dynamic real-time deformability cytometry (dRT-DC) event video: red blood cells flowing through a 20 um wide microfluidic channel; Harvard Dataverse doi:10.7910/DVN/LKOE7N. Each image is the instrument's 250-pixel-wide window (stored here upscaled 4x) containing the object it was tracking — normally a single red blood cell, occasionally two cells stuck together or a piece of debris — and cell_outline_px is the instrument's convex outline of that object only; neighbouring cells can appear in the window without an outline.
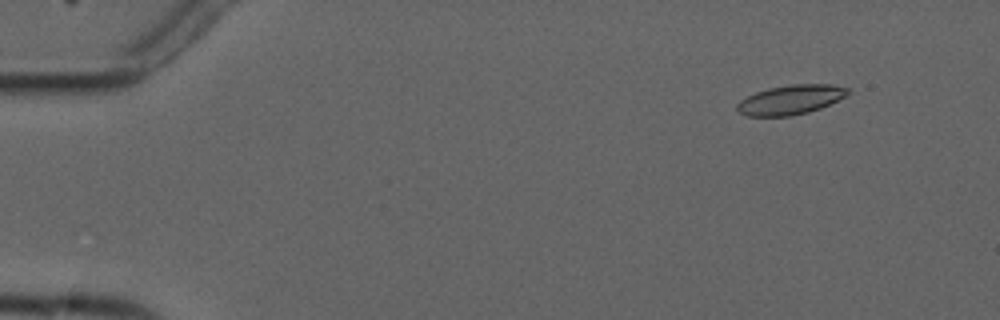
{"species": "common noctule bat (a hibernating species)", "species_latin": "Nyctalus noctula", "temperature_condition": "cold", "stored_images_in_passage": 4, "camera_frame_rate_fps": 3000, "um_per_image_px": 0.085, "animal": {"sex": "male", "forearm_length_mm": 52.5}, "frame": {"image": 1, "passage_image": 1, "time_ms": 0.0, "image_size_px": [1000, 320], "cell_outline_px": [[852, 92], [820, 108], [808, 112], [792, 116], [748, 116], [740, 112], [736, 108], [736, 104], [740, 100], [756, 92], [768, 88], [792, 84], [832, 84], [848, 88]], "centroid_in_image_um": [67.19, 8.47], "position_along_channel_um": 17.8, "area_um2": 18.9}}
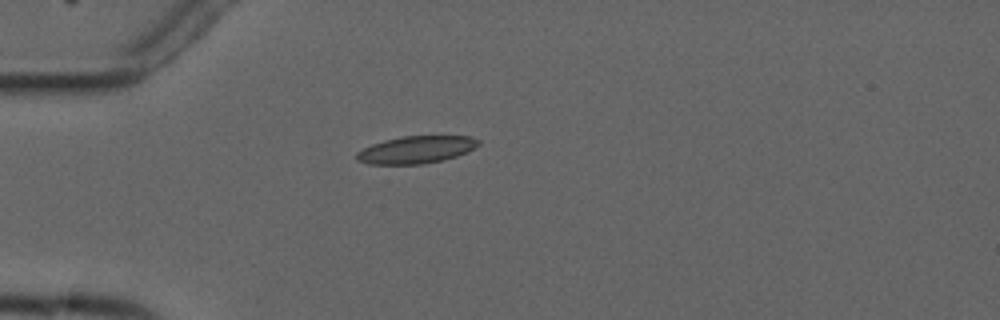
{"frame": {"image": 2, "passage_image": 4, "time_ms": 3.333, "image_size_px": [1000, 320], "cell_outline_px": [[480, 144], [476, 148], [468, 152], [444, 160], [424, 164], [368, 164], [356, 160], [356, 152], [372, 144], [384, 140], [404, 136], [472, 136], [480, 140]], "centroid_in_image_um": [35.41, 12.72], "position_along_channel_um": 49.6, "area_um2": 19.59}}